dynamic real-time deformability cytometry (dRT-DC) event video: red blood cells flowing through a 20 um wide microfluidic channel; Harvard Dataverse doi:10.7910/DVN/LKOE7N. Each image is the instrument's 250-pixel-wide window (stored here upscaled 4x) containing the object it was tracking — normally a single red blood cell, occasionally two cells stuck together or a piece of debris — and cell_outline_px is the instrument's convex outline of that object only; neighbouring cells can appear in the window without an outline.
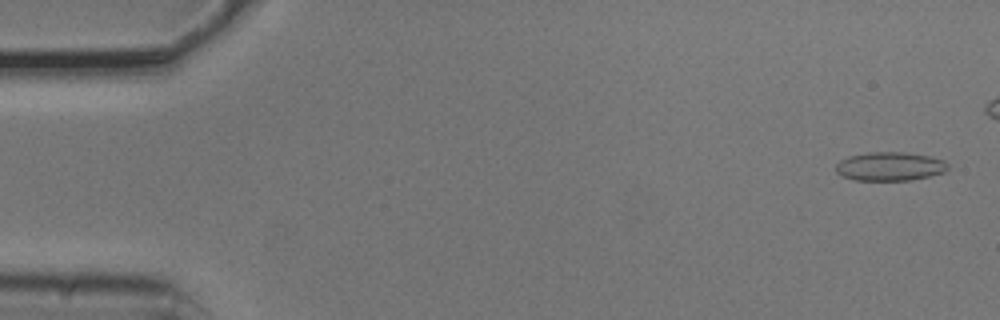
{"species": "common noctule bat (a hibernating species)", "species_latin": "Nyctalus noctula", "temperature_condition": "cold", "stored_images_in_passage": 6, "camera_frame_rate_fps": 3000, "um_per_image_px": 0.085, "animal": {"sex": "male", "body_mass_g": 20.5, "forearm_length_mm": 52.5}, "frame": {"image": 1, "passage_image": 1, "time_ms": 0.0, "image_size_px": [1000, 320], "cell_outline_px": [[948, 168], [944, 172], [912, 180], [856, 180], [844, 176], [836, 172], [836, 164], [840, 160], [848, 156], [868, 152], [904, 152], [932, 156], [944, 160], [948, 164]], "centroid_in_image_um": [75.65, 14.13], "position_along_channel_um": 9.3, "area_um2": 18.79}}
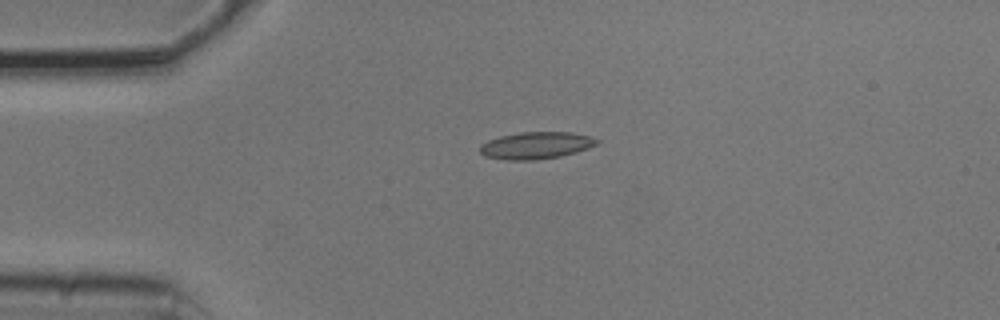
{"frame": {"image": 2, "passage_image": 6, "time_ms": 1.667, "image_size_px": [1000, 320], "cell_outline_px": [[600, 140], [596, 144], [588, 148], [576, 152], [560, 156], [536, 160], [508, 160], [484, 156], [480, 152], [480, 144], [488, 140], [500, 136], [520, 132], [572, 132], [588, 136]], "centroid_in_image_um": [45.54, 12.36], "position_along_channel_um": 39.5, "area_um2": 18.38}}